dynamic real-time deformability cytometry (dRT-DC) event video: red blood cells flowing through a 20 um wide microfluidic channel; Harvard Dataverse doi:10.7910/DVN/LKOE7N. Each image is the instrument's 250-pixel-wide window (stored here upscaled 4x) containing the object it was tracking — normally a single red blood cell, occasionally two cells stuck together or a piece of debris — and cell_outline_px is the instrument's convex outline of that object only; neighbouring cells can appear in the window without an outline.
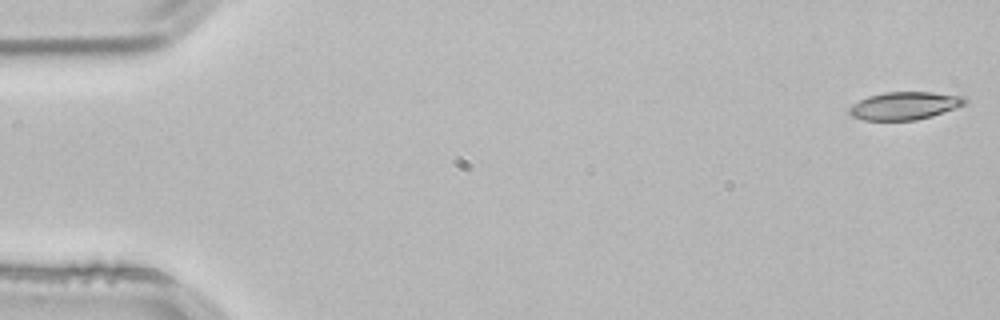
{"species": "common noctule bat (a hibernating species)", "species_latin": "Nyctalus noctula", "temperature_condition": "room temperature", "stored_images_in_passage": 53, "camera_frame_rate_fps": 3000, "um_per_image_px": 0.085, "animal": {"sex": "male", "body_mass_g": 21.5, "forearm_length_mm": 52.0}, "frame": {"image": 1, "passage_image": 1, "time_ms": 0.0, "image_size_px": [1000, 320], "cell_outline_px": [[968, 100], [964, 104], [956, 108], [932, 116], [916, 120], [864, 120], [852, 116], [848, 112], [848, 108], [852, 104], [868, 96], [884, 92], [932, 92], [964, 96]], "centroid_in_image_um": [76.89, 8.98], "position_along_channel_um": 8.1, "area_um2": 18.79}}
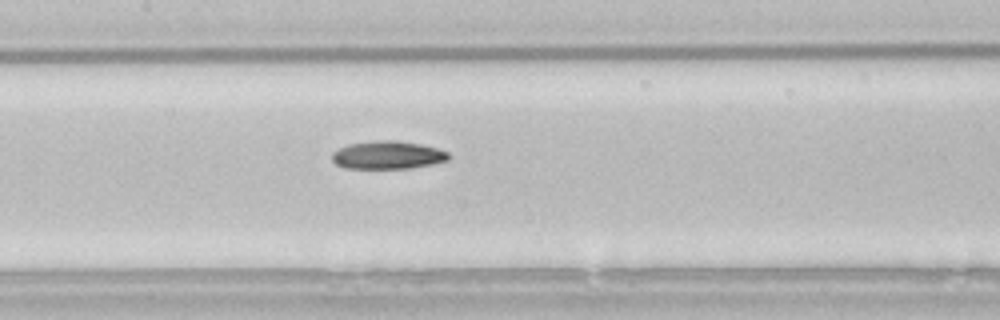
{"frame": {"image": 2, "passage_image": 25, "time_ms": 8.0, "image_size_px": [1000, 320], "cell_outline_px": [[452, 156], [448, 160], [432, 164], [412, 168], [344, 168], [336, 164], [332, 160], [332, 152], [348, 144], [376, 140], [392, 140], [420, 144], [436, 148], [448, 152]], "centroid_in_image_um": [32.96, 13.18], "position_along_channel_um": 174.4, "area_um2": 19.02}}
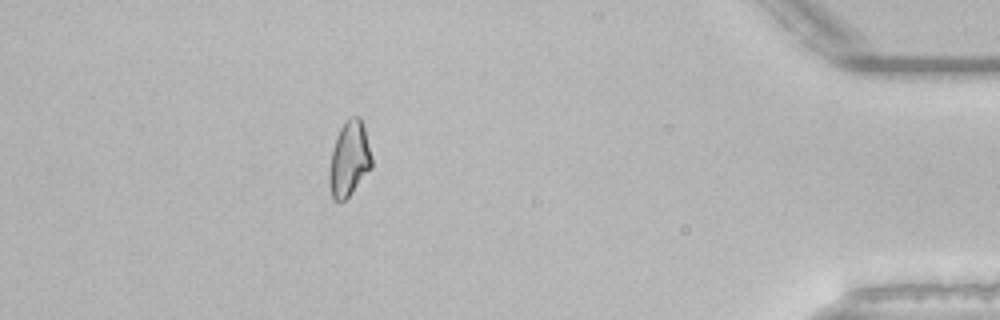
{"frame": {"image": 3, "passage_image": 47, "time_ms": 15.333, "image_size_px": [1000, 320], "cell_outline_px": [[372, 168], [352, 192], [344, 200], [332, 200], [328, 180], [328, 172], [332, 148], [336, 136], [344, 120], [348, 116], [360, 116], [364, 128], [372, 156]], "centroid_in_image_um": [29.66, 13.49], "position_along_channel_um": 405.5, "area_um2": 18.84}, "authors_computed_cell_mechanics": {"area_um2": 18.9006, "velocity_mm_per_s": 3.8451, "shape_relaxation_time_tau1_ms": null, "shape_relaxation_time_tau2_ms": 9.8776, "deformation_change_tau1": null, "deformation_change_tau2": 0.1719}}